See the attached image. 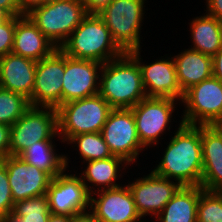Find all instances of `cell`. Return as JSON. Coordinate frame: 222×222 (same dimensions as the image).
I'll use <instances>...</instances> for the list:
<instances>
[{
  "label": "cell",
  "mask_w": 222,
  "mask_h": 222,
  "mask_svg": "<svg viewBox=\"0 0 222 222\" xmlns=\"http://www.w3.org/2000/svg\"><path fill=\"white\" fill-rule=\"evenodd\" d=\"M172 57L176 66L177 81L183 93L213 76L212 56L186 48Z\"/></svg>",
  "instance_id": "44dd1931"
},
{
  "label": "cell",
  "mask_w": 222,
  "mask_h": 222,
  "mask_svg": "<svg viewBox=\"0 0 222 222\" xmlns=\"http://www.w3.org/2000/svg\"><path fill=\"white\" fill-rule=\"evenodd\" d=\"M56 46L26 16H15L12 53L36 62L49 57Z\"/></svg>",
  "instance_id": "ffe728a7"
},
{
  "label": "cell",
  "mask_w": 222,
  "mask_h": 222,
  "mask_svg": "<svg viewBox=\"0 0 222 222\" xmlns=\"http://www.w3.org/2000/svg\"><path fill=\"white\" fill-rule=\"evenodd\" d=\"M142 48L128 52L141 70L142 82L147 97L183 98V92L177 81L176 66L172 55L165 54L159 59L146 63L141 56ZM163 57V58H162ZM144 61V62H143Z\"/></svg>",
  "instance_id": "4fadbf2b"
},
{
  "label": "cell",
  "mask_w": 222,
  "mask_h": 222,
  "mask_svg": "<svg viewBox=\"0 0 222 222\" xmlns=\"http://www.w3.org/2000/svg\"><path fill=\"white\" fill-rule=\"evenodd\" d=\"M64 145L73 148V152L76 151L75 154L79 155L82 163L113 156L101 132L73 136Z\"/></svg>",
  "instance_id": "484cf974"
},
{
  "label": "cell",
  "mask_w": 222,
  "mask_h": 222,
  "mask_svg": "<svg viewBox=\"0 0 222 222\" xmlns=\"http://www.w3.org/2000/svg\"><path fill=\"white\" fill-rule=\"evenodd\" d=\"M203 190L201 186H181L155 222H197V206Z\"/></svg>",
  "instance_id": "603a6c76"
},
{
  "label": "cell",
  "mask_w": 222,
  "mask_h": 222,
  "mask_svg": "<svg viewBox=\"0 0 222 222\" xmlns=\"http://www.w3.org/2000/svg\"><path fill=\"white\" fill-rule=\"evenodd\" d=\"M80 164L79 167L81 168L82 166V170L77 174L86 185L90 195L101 190L116 188L123 185L122 183H124L125 180L123 177L125 176L124 174H126L127 169L128 171L129 169L132 170V168H130L131 165L118 156L84 163L80 162ZM119 179L123 181H118Z\"/></svg>",
  "instance_id": "ac0fdd59"
},
{
  "label": "cell",
  "mask_w": 222,
  "mask_h": 222,
  "mask_svg": "<svg viewBox=\"0 0 222 222\" xmlns=\"http://www.w3.org/2000/svg\"><path fill=\"white\" fill-rule=\"evenodd\" d=\"M222 141V120H216L208 125Z\"/></svg>",
  "instance_id": "ab89813d"
},
{
  "label": "cell",
  "mask_w": 222,
  "mask_h": 222,
  "mask_svg": "<svg viewBox=\"0 0 222 222\" xmlns=\"http://www.w3.org/2000/svg\"><path fill=\"white\" fill-rule=\"evenodd\" d=\"M9 17L10 15L0 7V25L3 24Z\"/></svg>",
  "instance_id": "b9f144b4"
},
{
  "label": "cell",
  "mask_w": 222,
  "mask_h": 222,
  "mask_svg": "<svg viewBox=\"0 0 222 222\" xmlns=\"http://www.w3.org/2000/svg\"><path fill=\"white\" fill-rule=\"evenodd\" d=\"M70 220V216L50 214L47 222H70Z\"/></svg>",
  "instance_id": "60d3db41"
},
{
  "label": "cell",
  "mask_w": 222,
  "mask_h": 222,
  "mask_svg": "<svg viewBox=\"0 0 222 222\" xmlns=\"http://www.w3.org/2000/svg\"><path fill=\"white\" fill-rule=\"evenodd\" d=\"M36 67V61L12 52L0 57V87L25 96L32 106Z\"/></svg>",
  "instance_id": "d6986e66"
},
{
  "label": "cell",
  "mask_w": 222,
  "mask_h": 222,
  "mask_svg": "<svg viewBox=\"0 0 222 222\" xmlns=\"http://www.w3.org/2000/svg\"><path fill=\"white\" fill-rule=\"evenodd\" d=\"M60 49L69 57L102 64L125 53L97 14H88Z\"/></svg>",
  "instance_id": "3957f363"
},
{
  "label": "cell",
  "mask_w": 222,
  "mask_h": 222,
  "mask_svg": "<svg viewBox=\"0 0 222 222\" xmlns=\"http://www.w3.org/2000/svg\"><path fill=\"white\" fill-rule=\"evenodd\" d=\"M64 52L57 48L49 57L37 62L32 106L57 109L62 104Z\"/></svg>",
  "instance_id": "5bb4252c"
},
{
  "label": "cell",
  "mask_w": 222,
  "mask_h": 222,
  "mask_svg": "<svg viewBox=\"0 0 222 222\" xmlns=\"http://www.w3.org/2000/svg\"><path fill=\"white\" fill-rule=\"evenodd\" d=\"M99 94L113 109H131L147 97L138 62L128 52L103 64Z\"/></svg>",
  "instance_id": "7a4b0ae2"
},
{
  "label": "cell",
  "mask_w": 222,
  "mask_h": 222,
  "mask_svg": "<svg viewBox=\"0 0 222 222\" xmlns=\"http://www.w3.org/2000/svg\"><path fill=\"white\" fill-rule=\"evenodd\" d=\"M201 143L203 160L222 159V141L209 126H201Z\"/></svg>",
  "instance_id": "f546056e"
},
{
  "label": "cell",
  "mask_w": 222,
  "mask_h": 222,
  "mask_svg": "<svg viewBox=\"0 0 222 222\" xmlns=\"http://www.w3.org/2000/svg\"><path fill=\"white\" fill-rule=\"evenodd\" d=\"M175 130L151 170L181 186H201L203 155L201 126L175 124Z\"/></svg>",
  "instance_id": "6da1fadb"
},
{
  "label": "cell",
  "mask_w": 222,
  "mask_h": 222,
  "mask_svg": "<svg viewBox=\"0 0 222 222\" xmlns=\"http://www.w3.org/2000/svg\"><path fill=\"white\" fill-rule=\"evenodd\" d=\"M15 34V16L0 25V57L12 52Z\"/></svg>",
  "instance_id": "1f68e13d"
},
{
  "label": "cell",
  "mask_w": 222,
  "mask_h": 222,
  "mask_svg": "<svg viewBox=\"0 0 222 222\" xmlns=\"http://www.w3.org/2000/svg\"><path fill=\"white\" fill-rule=\"evenodd\" d=\"M88 14H99L113 0H80Z\"/></svg>",
  "instance_id": "836d02e7"
},
{
  "label": "cell",
  "mask_w": 222,
  "mask_h": 222,
  "mask_svg": "<svg viewBox=\"0 0 222 222\" xmlns=\"http://www.w3.org/2000/svg\"><path fill=\"white\" fill-rule=\"evenodd\" d=\"M14 201L7 176V169L0 161V219L13 211Z\"/></svg>",
  "instance_id": "4dcf8cb0"
},
{
  "label": "cell",
  "mask_w": 222,
  "mask_h": 222,
  "mask_svg": "<svg viewBox=\"0 0 222 222\" xmlns=\"http://www.w3.org/2000/svg\"><path fill=\"white\" fill-rule=\"evenodd\" d=\"M213 77L222 83V48L212 56Z\"/></svg>",
  "instance_id": "8d00e7d4"
},
{
  "label": "cell",
  "mask_w": 222,
  "mask_h": 222,
  "mask_svg": "<svg viewBox=\"0 0 222 222\" xmlns=\"http://www.w3.org/2000/svg\"><path fill=\"white\" fill-rule=\"evenodd\" d=\"M0 7L10 16H20V10L16 0H0Z\"/></svg>",
  "instance_id": "74e56055"
},
{
  "label": "cell",
  "mask_w": 222,
  "mask_h": 222,
  "mask_svg": "<svg viewBox=\"0 0 222 222\" xmlns=\"http://www.w3.org/2000/svg\"><path fill=\"white\" fill-rule=\"evenodd\" d=\"M87 15L80 0H51L26 14L56 48L67 41Z\"/></svg>",
  "instance_id": "52a82bcc"
},
{
  "label": "cell",
  "mask_w": 222,
  "mask_h": 222,
  "mask_svg": "<svg viewBox=\"0 0 222 222\" xmlns=\"http://www.w3.org/2000/svg\"><path fill=\"white\" fill-rule=\"evenodd\" d=\"M30 107L25 96L0 87V124L12 126Z\"/></svg>",
  "instance_id": "4316f807"
},
{
  "label": "cell",
  "mask_w": 222,
  "mask_h": 222,
  "mask_svg": "<svg viewBox=\"0 0 222 222\" xmlns=\"http://www.w3.org/2000/svg\"><path fill=\"white\" fill-rule=\"evenodd\" d=\"M189 48L203 54L214 56L222 48V22L203 12L190 19Z\"/></svg>",
  "instance_id": "7402d4cb"
},
{
  "label": "cell",
  "mask_w": 222,
  "mask_h": 222,
  "mask_svg": "<svg viewBox=\"0 0 222 222\" xmlns=\"http://www.w3.org/2000/svg\"><path fill=\"white\" fill-rule=\"evenodd\" d=\"M204 11L222 22V0H204Z\"/></svg>",
  "instance_id": "e575fe53"
},
{
  "label": "cell",
  "mask_w": 222,
  "mask_h": 222,
  "mask_svg": "<svg viewBox=\"0 0 222 222\" xmlns=\"http://www.w3.org/2000/svg\"><path fill=\"white\" fill-rule=\"evenodd\" d=\"M20 10V16L28 14L32 9L40 7L51 0H16Z\"/></svg>",
  "instance_id": "d590c367"
},
{
  "label": "cell",
  "mask_w": 222,
  "mask_h": 222,
  "mask_svg": "<svg viewBox=\"0 0 222 222\" xmlns=\"http://www.w3.org/2000/svg\"><path fill=\"white\" fill-rule=\"evenodd\" d=\"M181 109V102L177 99L165 98V97H145L134 107L131 108L136 123V129L139 136V141L142 146L148 150L161 144L164 139V134L170 136L172 125L183 124V120L176 119L174 114ZM173 120V121H172ZM175 122V123H172ZM169 133H168V132ZM163 135V136H162Z\"/></svg>",
  "instance_id": "277c9868"
},
{
  "label": "cell",
  "mask_w": 222,
  "mask_h": 222,
  "mask_svg": "<svg viewBox=\"0 0 222 222\" xmlns=\"http://www.w3.org/2000/svg\"><path fill=\"white\" fill-rule=\"evenodd\" d=\"M101 133L113 156L123 158L132 167L139 166V155L146 149L139 141L131 109H112Z\"/></svg>",
  "instance_id": "8fae6325"
},
{
  "label": "cell",
  "mask_w": 222,
  "mask_h": 222,
  "mask_svg": "<svg viewBox=\"0 0 222 222\" xmlns=\"http://www.w3.org/2000/svg\"><path fill=\"white\" fill-rule=\"evenodd\" d=\"M70 222H99L94 214L90 211H84L71 216Z\"/></svg>",
  "instance_id": "f35d334b"
},
{
  "label": "cell",
  "mask_w": 222,
  "mask_h": 222,
  "mask_svg": "<svg viewBox=\"0 0 222 222\" xmlns=\"http://www.w3.org/2000/svg\"><path fill=\"white\" fill-rule=\"evenodd\" d=\"M90 211L99 222H145L126 183L90 195Z\"/></svg>",
  "instance_id": "9a60e30c"
},
{
  "label": "cell",
  "mask_w": 222,
  "mask_h": 222,
  "mask_svg": "<svg viewBox=\"0 0 222 222\" xmlns=\"http://www.w3.org/2000/svg\"><path fill=\"white\" fill-rule=\"evenodd\" d=\"M0 161L7 169L14 203L47 193L53 179L48 173L26 163L19 156L8 155Z\"/></svg>",
  "instance_id": "e0dca14e"
},
{
  "label": "cell",
  "mask_w": 222,
  "mask_h": 222,
  "mask_svg": "<svg viewBox=\"0 0 222 222\" xmlns=\"http://www.w3.org/2000/svg\"><path fill=\"white\" fill-rule=\"evenodd\" d=\"M10 155V126L0 124V160Z\"/></svg>",
  "instance_id": "d6a6232c"
},
{
  "label": "cell",
  "mask_w": 222,
  "mask_h": 222,
  "mask_svg": "<svg viewBox=\"0 0 222 222\" xmlns=\"http://www.w3.org/2000/svg\"><path fill=\"white\" fill-rule=\"evenodd\" d=\"M55 141H39L26 148L19 157L26 163L48 173L52 178L65 169V154L59 152Z\"/></svg>",
  "instance_id": "cb8c5ba5"
},
{
  "label": "cell",
  "mask_w": 222,
  "mask_h": 222,
  "mask_svg": "<svg viewBox=\"0 0 222 222\" xmlns=\"http://www.w3.org/2000/svg\"><path fill=\"white\" fill-rule=\"evenodd\" d=\"M201 187L207 191L222 192V159L203 160Z\"/></svg>",
  "instance_id": "f1b7e54d"
},
{
  "label": "cell",
  "mask_w": 222,
  "mask_h": 222,
  "mask_svg": "<svg viewBox=\"0 0 222 222\" xmlns=\"http://www.w3.org/2000/svg\"><path fill=\"white\" fill-rule=\"evenodd\" d=\"M180 102L184 124L208 126L222 120V83L213 76L203 80L186 90Z\"/></svg>",
  "instance_id": "30bf717a"
},
{
  "label": "cell",
  "mask_w": 222,
  "mask_h": 222,
  "mask_svg": "<svg viewBox=\"0 0 222 222\" xmlns=\"http://www.w3.org/2000/svg\"><path fill=\"white\" fill-rule=\"evenodd\" d=\"M69 158L70 156L66 153V169L52 179L46 195L51 214L71 217L90 210V194L77 174L78 171L72 167L73 165L70 167L69 163L72 164V161ZM70 168L71 170H69Z\"/></svg>",
  "instance_id": "9c48e42d"
},
{
  "label": "cell",
  "mask_w": 222,
  "mask_h": 222,
  "mask_svg": "<svg viewBox=\"0 0 222 222\" xmlns=\"http://www.w3.org/2000/svg\"><path fill=\"white\" fill-rule=\"evenodd\" d=\"M112 109L99 93L61 104L56 110L58 134L63 143L73 136L101 132Z\"/></svg>",
  "instance_id": "5b68a950"
},
{
  "label": "cell",
  "mask_w": 222,
  "mask_h": 222,
  "mask_svg": "<svg viewBox=\"0 0 222 222\" xmlns=\"http://www.w3.org/2000/svg\"><path fill=\"white\" fill-rule=\"evenodd\" d=\"M50 214L45 194L15 202L13 211L1 218L0 222H47Z\"/></svg>",
  "instance_id": "d4e9b609"
},
{
  "label": "cell",
  "mask_w": 222,
  "mask_h": 222,
  "mask_svg": "<svg viewBox=\"0 0 222 222\" xmlns=\"http://www.w3.org/2000/svg\"><path fill=\"white\" fill-rule=\"evenodd\" d=\"M39 141H60L64 144L58 134L55 108L31 106L10 126V155L19 156L26 148Z\"/></svg>",
  "instance_id": "ba28073f"
},
{
  "label": "cell",
  "mask_w": 222,
  "mask_h": 222,
  "mask_svg": "<svg viewBox=\"0 0 222 222\" xmlns=\"http://www.w3.org/2000/svg\"><path fill=\"white\" fill-rule=\"evenodd\" d=\"M102 66V63L75 59L64 53L62 104L98 94Z\"/></svg>",
  "instance_id": "2e32d148"
},
{
  "label": "cell",
  "mask_w": 222,
  "mask_h": 222,
  "mask_svg": "<svg viewBox=\"0 0 222 222\" xmlns=\"http://www.w3.org/2000/svg\"><path fill=\"white\" fill-rule=\"evenodd\" d=\"M147 2L149 3L147 0H113L97 14L124 52L140 49L144 44L141 30L144 29V16H147Z\"/></svg>",
  "instance_id": "8992f818"
},
{
  "label": "cell",
  "mask_w": 222,
  "mask_h": 222,
  "mask_svg": "<svg viewBox=\"0 0 222 222\" xmlns=\"http://www.w3.org/2000/svg\"><path fill=\"white\" fill-rule=\"evenodd\" d=\"M147 175L142 177H130L127 182L128 188L133 196L138 213L143 220H149V216L154 219L163 210L165 205L171 200L181 185L173 181L156 175L152 170H148ZM130 180V181H129Z\"/></svg>",
  "instance_id": "7c38bea8"
},
{
  "label": "cell",
  "mask_w": 222,
  "mask_h": 222,
  "mask_svg": "<svg viewBox=\"0 0 222 222\" xmlns=\"http://www.w3.org/2000/svg\"><path fill=\"white\" fill-rule=\"evenodd\" d=\"M197 222H222V192H201L197 206Z\"/></svg>",
  "instance_id": "83f0119b"
}]
</instances>
